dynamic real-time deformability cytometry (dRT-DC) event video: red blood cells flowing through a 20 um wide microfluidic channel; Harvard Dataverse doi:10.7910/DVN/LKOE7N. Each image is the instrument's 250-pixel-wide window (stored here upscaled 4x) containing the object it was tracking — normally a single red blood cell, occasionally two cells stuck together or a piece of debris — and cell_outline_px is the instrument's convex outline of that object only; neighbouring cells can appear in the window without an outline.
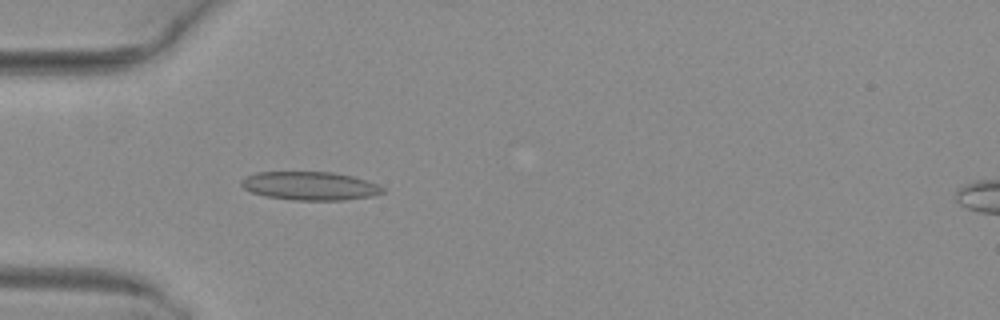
{"species": "common noctule bat (a hibernating species)", "species_latin": "Nyctalus noctula", "temperature_condition": "warm", "stored_images_in_passage": 35, "camera_frame_rate_fps": 3000, "um_per_image_px": 0.085, "animal": {"sex": "female", "body_mass_g": 29.2, "forearm_length_mm": 56.3}, "frame": {"image": 1, "passage_image": 3, "time_ms": 0.667, "image_size_px": [1000, 320], "cell_outline_px": [[384, 192], [372, 196], [344, 200], [292, 200], [264, 196], [252, 192], [244, 188], [240, 184], [240, 180], [256, 172], [332, 172], [352, 176], [368, 180], [384, 188]], "centroid_in_image_um": [26.34, 15.8], "position_along_channel_um": 58.7, "area_um2": 23.47}}
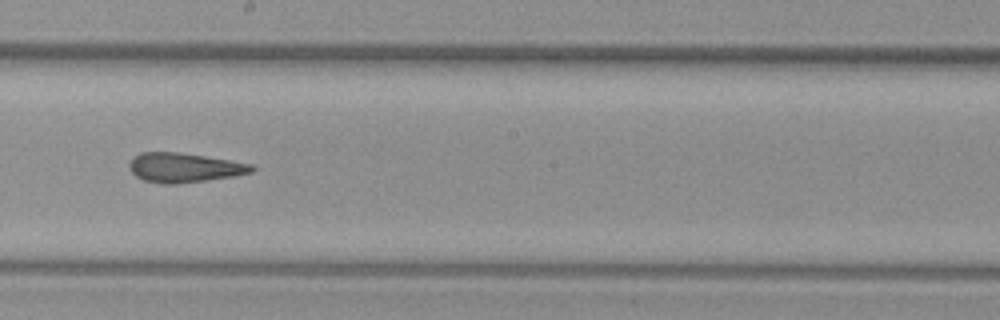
{"frame": {"image": 2, "passage_image": 16, "time_ms": 5.0, "image_size_px": [1000, 320], "cell_outline_px": [[256, 168], [252, 172], [236, 176], [176, 184], [164, 184], [144, 180], [136, 176], [128, 168], [128, 164], [132, 156], [140, 152], [180, 152], [252, 164]], "centroid_in_image_um": [15.63, 14.24], "position_along_channel_um": 232.6, "area_um2": 21.1}}
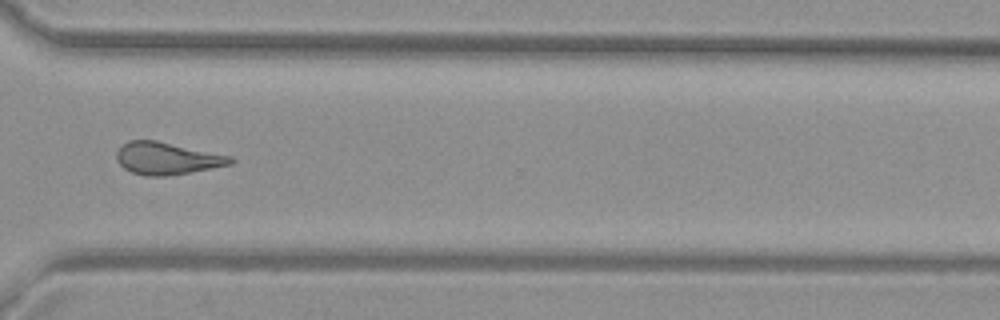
{"frame": {"image": 3, "passage_image": 25, "time_ms": 8.0, "image_size_px": [1000, 320], "cell_outline_px": [[236, 160], [232, 164], [212, 168], [168, 176], [144, 176], [132, 172], [124, 168], [116, 160], [116, 152], [128, 140], [156, 140], [232, 156]], "centroid_in_image_um": [14.2, 13.46], "position_along_channel_um": 356.4, "area_um2": 21.44}, "authors_computed_cell_mechanics": {"area_um2": 21.1548, "velocity_mm_per_s": 4.1367, "shape_relaxation_time_tau1_ms": null, "shape_relaxation_time_tau2_ms": 1.985, "deformation_change_tau1": null, "deformation_change_tau2": 0.1037}}